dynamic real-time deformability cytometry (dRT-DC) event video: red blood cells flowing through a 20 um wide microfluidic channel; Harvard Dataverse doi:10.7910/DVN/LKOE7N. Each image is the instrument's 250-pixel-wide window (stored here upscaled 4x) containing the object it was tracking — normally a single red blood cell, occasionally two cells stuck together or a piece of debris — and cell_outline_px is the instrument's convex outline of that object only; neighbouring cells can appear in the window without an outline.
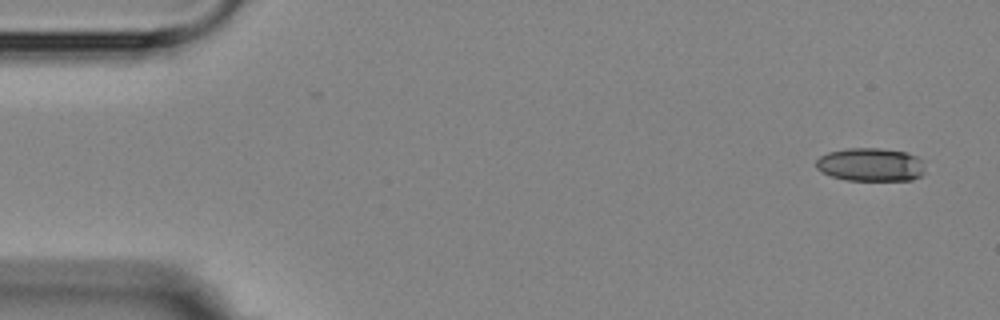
{"species": "Egyptian fruit bat (a non-hibernating species)", "species_latin": "Rousettus aegyptiacus", "temperature_condition": "room temperature", "stored_images_in_passage": 5, "camera_frame_rate_fps": 3000, "um_per_image_px": 0.085, "animal": {"sex": "female"}, "frame": {"image": 1, "passage_image": 1, "time_ms": 0.0, "image_size_px": [1000, 320], "cell_outline_px": [[924, 172], [920, 176], [912, 180], [844, 180], [820, 172], [816, 168], [816, 160], [820, 156], [828, 152], [848, 148], [880, 148], [908, 152], [916, 156], [920, 160]], "centroid_in_image_um": [73.96, 13.99], "position_along_channel_um": 11.0, "area_um2": 21.21}}
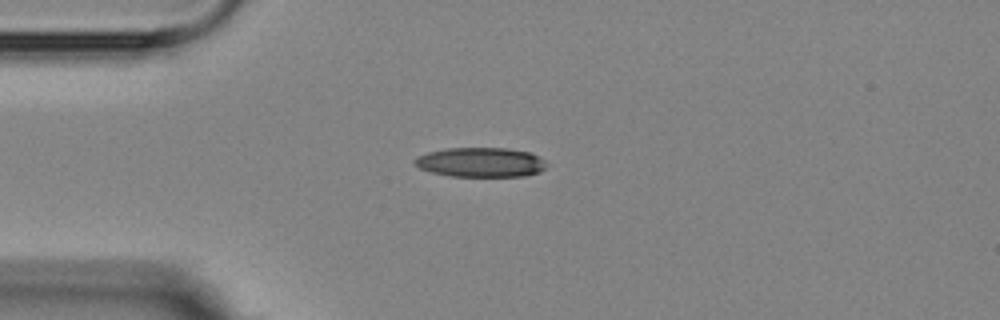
{"frame": {"image": 2, "passage_image": 4, "time_ms": 3.667, "image_size_px": [1000, 320], "cell_outline_px": [[544, 168], [540, 172], [524, 176], [452, 176], [432, 172], [420, 168], [412, 160], [416, 156], [428, 152], [444, 148], [508, 148], [532, 152], [544, 160]], "centroid_in_image_um": [40.85, 13.78], "position_along_channel_um": 44.2, "area_um2": 22.72}}